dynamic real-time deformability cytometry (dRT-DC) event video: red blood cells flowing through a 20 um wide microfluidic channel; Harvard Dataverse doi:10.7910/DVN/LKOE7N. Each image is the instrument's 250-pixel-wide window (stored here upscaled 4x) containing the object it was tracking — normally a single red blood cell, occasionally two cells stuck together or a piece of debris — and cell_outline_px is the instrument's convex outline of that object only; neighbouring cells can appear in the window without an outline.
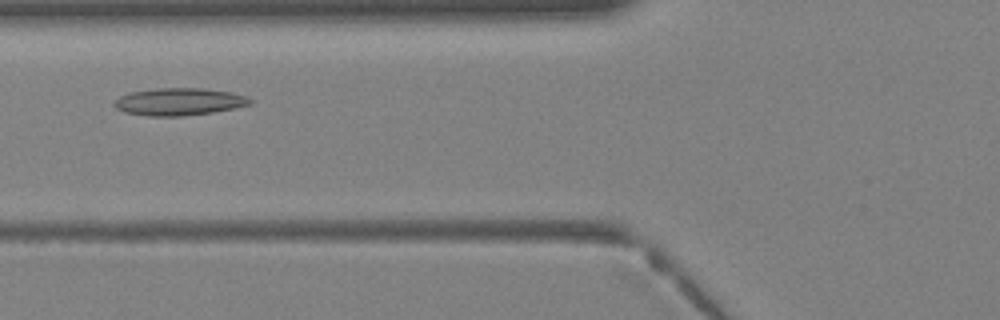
{"species": "Egyptian fruit bat (a non-hibernating species)", "species_latin": "Rousettus aegyptiacus", "temperature_condition": "warm", "stored_images_in_passage": 32, "camera_frame_rate_fps": 3000, "um_per_image_px": 0.085, "animal": {"sex": "female"}, "frame": {"image": 1, "passage_image": 8, "time_ms": 2.333, "image_size_px": [1000, 320], "cell_outline_px": [[252, 104], [236, 108], [212, 112], [184, 116], [148, 116], [124, 112], [116, 108], [112, 104], [120, 96], [128, 92], [156, 88], [204, 88], [232, 92], [244, 96], [252, 100]], "centroid_in_image_um": [15.21, 8.64], "position_along_channel_um": 110.6, "area_um2": 21.79}}
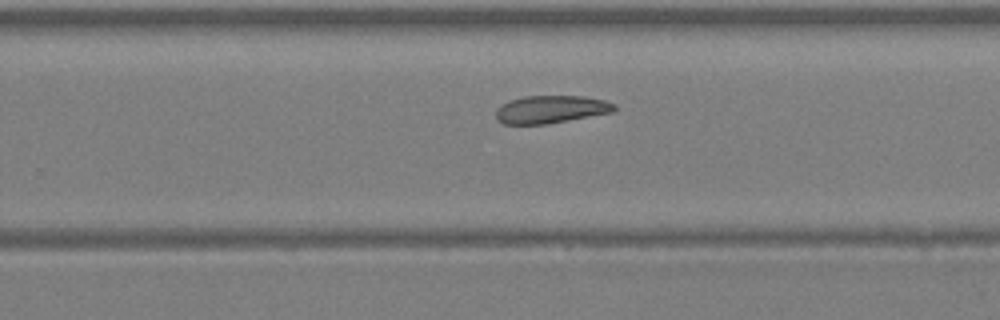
{"frame": {"image": 2, "passage_image": 18, "time_ms": 5.667, "image_size_px": [1000, 320], "cell_outline_px": [[616, 112], [544, 124], [504, 124], [496, 120], [496, 108], [500, 104], [508, 100], [524, 96], [584, 96], [604, 100], [616, 104]], "centroid_in_image_um": [46.82, 9.29], "position_along_channel_um": 283.0, "area_um2": 19.36}}
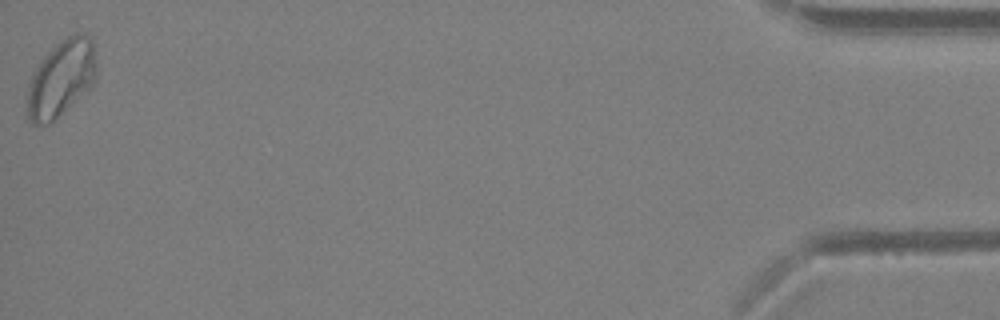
{"frame": {"image": 3, "passage_image": 32, "time_ms": 10.333, "image_size_px": [1000, 320], "cell_outline_px": [[96, 76], [92, 84], [56, 120], [48, 124], [32, 124], [28, 120], [28, 84], [36, 68], [44, 56], [60, 40], [76, 32], [80, 32], [88, 36], [92, 40], [96, 60]], "centroid_in_image_um": [5.2, 6.66], "position_along_channel_um": 430.0, "area_um2": 30.63}}